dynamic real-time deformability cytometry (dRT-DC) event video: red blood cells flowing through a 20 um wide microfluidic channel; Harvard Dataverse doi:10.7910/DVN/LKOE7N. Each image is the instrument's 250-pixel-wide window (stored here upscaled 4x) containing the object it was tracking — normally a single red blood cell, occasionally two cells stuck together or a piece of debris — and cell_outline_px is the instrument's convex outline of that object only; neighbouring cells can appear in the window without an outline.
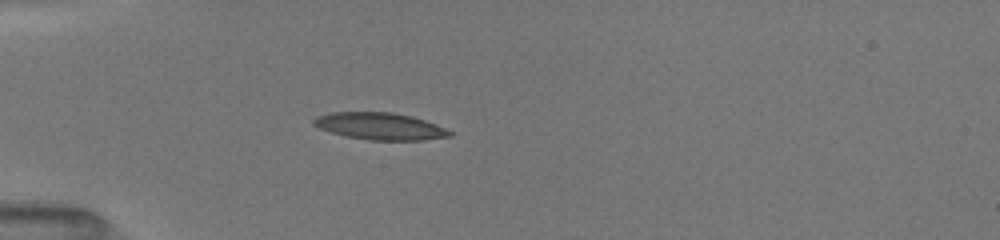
{"species": "common noctule bat (a hibernating species)", "species_latin": "Nyctalus noctula", "temperature_condition": "room temperature", "stored_images_in_passage": 40, "camera_frame_rate_fps": 3000, "um_per_image_px": 0.085, "animal": {"sex": "female", "body_mass_g": 19.5, "forearm_length_mm": 54.1}, "frame": {"image": 1, "passage_image": 8, "time_ms": 2.333, "image_size_px": [1000, 240], "cell_outline_px": [[452, 136], [420, 140], [368, 140], [348, 136], [332, 132], [320, 128], [312, 124], [312, 120], [320, 116], [332, 112], [392, 112], [412, 116], [424, 120], [444, 128], [452, 132]], "centroid_in_image_um": [32.3, 10.72], "position_along_channel_um": 52.7, "area_um2": 21.1}}
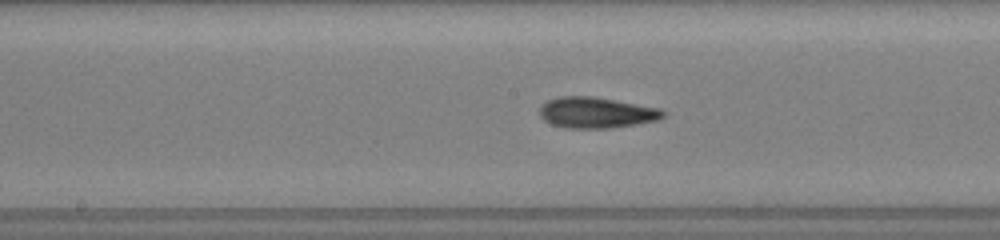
{"frame": {"image": 2, "passage_image": 20, "time_ms": 6.333, "image_size_px": [1000, 240], "cell_outline_px": [[664, 116], [656, 120], [636, 124], [608, 128], [568, 128], [552, 124], [544, 120], [540, 116], [540, 104], [556, 96], [592, 96], [660, 108], [664, 112]], "centroid_in_image_um": [50.64, 9.56], "position_along_channel_um": 197.6, "area_um2": 22.14}}
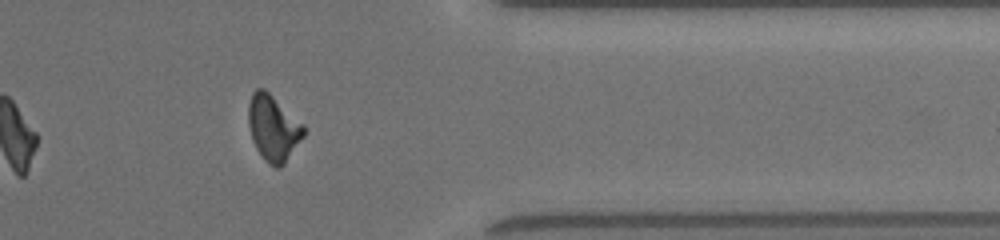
{"frame": {"image": 3, "passage_image": 35, "time_ms": 11.333, "image_size_px": [1000, 240], "cell_outline_px": [[304, 136], [284, 164], [280, 168], [276, 168], [268, 164], [264, 160], [256, 148], [252, 140], [248, 124], [248, 104], [252, 92], [256, 88], [264, 88], [304, 124]], "centroid_in_image_um": [23.21, 10.88], "position_along_channel_um": 388.2, "area_um2": 21.33}, "authors_computed_cell_mechanics": {"area_um2": 21.1548, "velocity_mm_per_s": 4.0312, "shape_relaxation_time_tau1_ms": 4.953, "shape_relaxation_time_tau2_ms": 2.1852, "deformation_change_tau1": 0.1619, "deformation_change_tau2": 0.1054}}